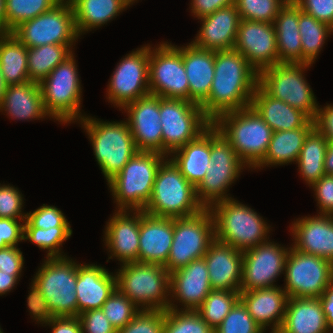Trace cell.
I'll return each instance as SVG.
<instances>
[{
  "label": "cell",
  "mask_w": 333,
  "mask_h": 333,
  "mask_svg": "<svg viewBox=\"0 0 333 333\" xmlns=\"http://www.w3.org/2000/svg\"><path fill=\"white\" fill-rule=\"evenodd\" d=\"M116 273V288L141 310H167L170 273L159 264L131 262Z\"/></svg>",
  "instance_id": "cell-5"
},
{
  "label": "cell",
  "mask_w": 333,
  "mask_h": 333,
  "mask_svg": "<svg viewBox=\"0 0 333 333\" xmlns=\"http://www.w3.org/2000/svg\"><path fill=\"white\" fill-rule=\"evenodd\" d=\"M198 202L196 188L181 174L174 163L167 159L159 167L150 201L145 213L165 218H185L203 210Z\"/></svg>",
  "instance_id": "cell-4"
},
{
  "label": "cell",
  "mask_w": 333,
  "mask_h": 333,
  "mask_svg": "<svg viewBox=\"0 0 333 333\" xmlns=\"http://www.w3.org/2000/svg\"><path fill=\"white\" fill-rule=\"evenodd\" d=\"M72 45L47 44L27 48L29 80L41 83L50 72L72 54Z\"/></svg>",
  "instance_id": "cell-39"
},
{
  "label": "cell",
  "mask_w": 333,
  "mask_h": 333,
  "mask_svg": "<svg viewBox=\"0 0 333 333\" xmlns=\"http://www.w3.org/2000/svg\"><path fill=\"white\" fill-rule=\"evenodd\" d=\"M288 298L285 290L277 286L240 291V301L255 322L263 330L273 323L271 329L275 332L283 325Z\"/></svg>",
  "instance_id": "cell-27"
},
{
  "label": "cell",
  "mask_w": 333,
  "mask_h": 333,
  "mask_svg": "<svg viewBox=\"0 0 333 333\" xmlns=\"http://www.w3.org/2000/svg\"><path fill=\"white\" fill-rule=\"evenodd\" d=\"M27 47L12 33L0 35V68L8 85L29 80Z\"/></svg>",
  "instance_id": "cell-37"
},
{
  "label": "cell",
  "mask_w": 333,
  "mask_h": 333,
  "mask_svg": "<svg viewBox=\"0 0 333 333\" xmlns=\"http://www.w3.org/2000/svg\"><path fill=\"white\" fill-rule=\"evenodd\" d=\"M117 333H164V310H140Z\"/></svg>",
  "instance_id": "cell-48"
},
{
  "label": "cell",
  "mask_w": 333,
  "mask_h": 333,
  "mask_svg": "<svg viewBox=\"0 0 333 333\" xmlns=\"http://www.w3.org/2000/svg\"><path fill=\"white\" fill-rule=\"evenodd\" d=\"M164 333H214L197 311L178 310L170 303L164 311Z\"/></svg>",
  "instance_id": "cell-43"
},
{
  "label": "cell",
  "mask_w": 333,
  "mask_h": 333,
  "mask_svg": "<svg viewBox=\"0 0 333 333\" xmlns=\"http://www.w3.org/2000/svg\"><path fill=\"white\" fill-rule=\"evenodd\" d=\"M83 333H117L101 309L79 314Z\"/></svg>",
  "instance_id": "cell-52"
},
{
  "label": "cell",
  "mask_w": 333,
  "mask_h": 333,
  "mask_svg": "<svg viewBox=\"0 0 333 333\" xmlns=\"http://www.w3.org/2000/svg\"><path fill=\"white\" fill-rule=\"evenodd\" d=\"M52 325V333H83L80 318L77 317H53L47 323Z\"/></svg>",
  "instance_id": "cell-59"
},
{
  "label": "cell",
  "mask_w": 333,
  "mask_h": 333,
  "mask_svg": "<svg viewBox=\"0 0 333 333\" xmlns=\"http://www.w3.org/2000/svg\"><path fill=\"white\" fill-rule=\"evenodd\" d=\"M23 197L19 190L9 185H0V218L26 220V213H21Z\"/></svg>",
  "instance_id": "cell-50"
},
{
  "label": "cell",
  "mask_w": 333,
  "mask_h": 333,
  "mask_svg": "<svg viewBox=\"0 0 333 333\" xmlns=\"http://www.w3.org/2000/svg\"><path fill=\"white\" fill-rule=\"evenodd\" d=\"M24 227L50 229L51 227H70L62 211L55 206L43 204L38 209L26 214Z\"/></svg>",
  "instance_id": "cell-49"
},
{
  "label": "cell",
  "mask_w": 333,
  "mask_h": 333,
  "mask_svg": "<svg viewBox=\"0 0 333 333\" xmlns=\"http://www.w3.org/2000/svg\"><path fill=\"white\" fill-rule=\"evenodd\" d=\"M215 240L214 220L209 209L200 213L173 219V242L164 265L169 273L203 258Z\"/></svg>",
  "instance_id": "cell-12"
},
{
  "label": "cell",
  "mask_w": 333,
  "mask_h": 333,
  "mask_svg": "<svg viewBox=\"0 0 333 333\" xmlns=\"http://www.w3.org/2000/svg\"><path fill=\"white\" fill-rule=\"evenodd\" d=\"M319 298H288L283 325L278 333H328Z\"/></svg>",
  "instance_id": "cell-30"
},
{
  "label": "cell",
  "mask_w": 333,
  "mask_h": 333,
  "mask_svg": "<svg viewBox=\"0 0 333 333\" xmlns=\"http://www.w3.org/2000/svg\"><path fill=\"white\" fill-rule=\"evenodd\" d=\"M71 234V227H51L50 229L24 227L23 240H29L40 249L48 250L46 258L65 257L59 252V247Z\"/></svg>",
  "instance_id": "cell-44"
},
{
  "label": "cell",
  "mask_w": 333,
  "mask_h": 333,
  "mask_svg": "<svg viewBox=\"0 0 333 333\" xmlns=\"http://www.w3.org/2000/svg\"><path fill=\"white\" fill-rule=\"evenodd\" d=\"M263 332H265V331L263 330L261 333H263ZM271 333H278V332L272 331Z\"/></svg>",
  "instance_id": "cell-65"
},
{
  "label": "cell",
  "mask_w": 333,
  "mask_h": 333,
  "mask_svg": "<svg viewBox=\"0 0 333 333\" xmlns=\"http://www.w3.org/2000/svg\"><path fill=\"white\" fill-rule=\"evenodd\" d=\"M333 279V263L293 247L286 258L284 290L289 298H320Z\"/></svg>",
  "instance_id": "cell-15"
},
{
  "label": "cell",
  "mask_w": 333,
  "mask_h": 333,
  "mask_svg": "<svg viewBox=\"0 0 333 333\" xmlns=\"http://www.w3.org/2000/svg\"><path fill=\"white\" fill-rule=\"evenodd\" d=\"M209 210L217 241L241 252L268 241L266 237L270 227L247 205L230 198L215 203Z\"/></svg>",
  "instance_id": "cell-3"
},
{
  "label": "cell",
  "mask_w": 333,
  "mask_h": 333,
  "mask_svg": "<svg viewBox=\"0 0 333 333\" xmlns=\"http://www.w3.org/2000/svg\"><path fill=\"white\" fill-rule=\"evenodd\" d=\"M0 110L7 111L8 116L20 120L49 116L44 108L40 84L32 81L8 85Z\"/></svg>",
  "instance_id": "cell-34"
},
{
  "label": "cell",
  "mask_w": 333,
  "mask_h": 333,
  "mask_svg": "<svg viewBox=\"0 0 333 333\" xmlns=\"http://www.w3.org/2000/svg\"><path fill=\"white\" fill-rule=\"evenodd\" d=\"M61 0H5V33L52 9Z\"/></svg>",
  "instance_id": "cell-42"
},
{
  "label": "cell",
  "mask_w": 333,
  "mask_h": 333,
  "mask_svg": "<svg viewBox=\"0 0 333 333\" xmlns=\"http://www.w3.org/2000/svg\"><path fill=\"white\" fill-rule=\"evenodd\" d=\"M324 171L326 175H333V142H328L324 158Z\"/></svg>",
  "instance_id": "cell-62"
},
{
  "label": "cell",
  "mask_w": 333,
  "mask_h": 333,
  "mask_svg": "<svg viewBox=\"0 0 333 333\" xmlns=\"http://www.w3.org/2000/svg\"><path fill=\"white\" fill-rule=\"evenodd\" d=\"M149 46L132 51L117 65L110 79L108 99L122 109L129 103L150 94Z\"/></svg>",
  "instance_id": "cell-17"
},
{
  "label": "cell",
  "mask_w": 333,
  "mask_h": 333,
  "mask_svg": "<svg viewBox=\"0 0 333 333\" xmlns=\"http://www.w3.org/2000/svg\"><path fill=\"white\" fill-rule=\"evenodd\" d=\"M289 251L290 248L267 241L243 252L240 291L276 286L273 282L285 271Z\"/></svg>",
  "instance_id": "cell-18"
},
{
  "label": "cell",
  "mask_w": 333,
  "mask_h": 333,
  "mask_svg": "<svg viewBox=\"0 0 333 333\" xmlns=\"http://www.w3.org/2000/svg\"><path fill=\"white\" fill-rule=\"evenodd\" d=\"M78 35L98 28L122 12L131 0H70Z\"/></svg>",
  "instance_id": "cell-35"
},
{
  "label": "cell",
  "mask_w": 333,
  "mask_h": 333,
  "mask_svg": "<svg viewBox=\"0 0 333 333\" xmlns=\"http://www.w3.org/2000/svg\"><path fill=\"white\" fill-rule=\"evenodd\" d=\"M12 33L27 48L47 44L73 45L79 37L70 0H61L52 9L21 23Z\"/></svg>",
  "instance_id": "cell-14"
},
{
  "label": "cell",
  "mask_w": 333,
  "mask_h": 333,
  "mask_svg": "<svg viewBox=\"0 0 333 333\" xmlns=\"http://www.w3.org/2000/svg\"><path fill=\"white\" fill-rule=\"evenodd\" d=\"M155 152H137L123 169L108 181L119 210H144L152 193L155 177L166 160Z\"/></svg>",
  "instance_id": "cell-6"
},
{
  "label": "cell",
  "mask_w": 333,
  "mask_h": 333,
  "mask_svg": "<svg viewBox=\"0 0 333 333\" xmlns=\"http://www.w3.org/2000/svg\"><path fill=\"white\" fill-rule=\"evenodd\" d=\"M235 4V0H192V13L201 19L211 15L220 8Z\"/></svg>",
  "instance_id": "cell-58"
},
{
  "label": "cell",
  "mask_w": 333,
  "mask_h": 333,
  "mask_svg": "<svg viewBox=\"0 0 333 333\" xmlns=\"http://www.w3.org/2000/svg\"><path fill=\"white\" fill-rule=\"evenodd\" d=\"M262 331L263 329L239 300L214 330V333H261Z\"/></svg>",
  "instance_id": "cell-47"
},
{
  "label": "cell",
  "mask_w": 333,
  "mask_h": 333,
  "mask_svg": "<svg viewBox=\"0 0 333 333\" xmlns=\"http://www.w3.org/2000/svg\"><path fill=\"white\" fill-rule=\"evenodd\" d=\"M211 164L204 179L196 187L198 202L204 209L230 199L226 194L229 185L239 177L245 164L240 160L230 142L211 124Z\"/></svg>",
  "instance_id": "cell-8"
},
{
  "label": "cell",
  "mask_w": 333,
  "mask_h": 333,
  "mask_svg": "<svg viewBox=\"0 0 333 333\" xmlns=\"http://www.w3.org/2000/svg\"><path fill=\"white\" fill-rule=\"evenodd\" d=\"M23 264V255L17 246L0 249V272H21Z\"/></svg>",
  "instance_id": "cell-56"
},
{
  "label": "cell",
  "mask_w": 333,
  "mask_h": 333,
  "mask_svg": "<svg viewBox=\"0 0 333 333\" xmlns=\"http://www.w3.org/2000/svg\"><path fill=\"white\" fill-rule=\"evenodd\" d=\"M203 258L212 290L240 291L243 252L215 239Z\"/></svg>",
  "instance_id": "cell-23"
},
{
  "label": "cell",
  "mask_w": 333,
  "mask_h": 333,
  "mask_svg": "<svg viewBox=\"0 0 333 333\" xmlns=\"http://www.w3.org/2000/svg\"><path fill=\"white\" fill-rule=\"evenodd\" d=\"M8 84L5 82V79L2 75L1 68H0V105L3 100V96L5 94V91L7 90Z\"/></svg>",
  "instance_id": "cell-64"
},
{
  "label": "cell",
  "mask_w": 333,
  "mask_h": 333,
  "mask_svg": "<svg viewBox=\"0 0 333 333\" xmlns=\"http://www.w3.org/2000/svg\"><path fill=\"white\" fill-rule=\"evenodd\" d=\"M239 300L240 291L212 290L196 311L215 330Z\"/></svg>",
  "instance_id": "cell-41"
},
{
  "label": "cell",
  "mask_w": 333,
  "mask_h": 333,
  "mask_svg": "<svg viewBox=\"0 0 333 333\" xmlns=\"http://www.w3.org/2000/svg\"><path fill=\"white\" fill-rule=\"evenodd\" d=\"M319 299L326 317L327 326L330 330H333V279L329 282L328 287Z\"/></svg>",
  "instance_id": "cell-60"
},
{
  "label": "cell",
  "mask_w": 333,
  "mask_h": 333,
  "mask_svg": "<svg viewBox=\"0 0 333 333\" xmlns=\"http://www.w3.org/2000/svg\"><path fill=\"white\" fill-rule=\"evenodd\" d=\"M129 216L127 210H118L105 230L106 246L111 252L109 259L117 257L122 264L138 262L140 210H135L132 218Z\"/></svg>",
  "instance_id": "cell-26"
},
{
  "label": "cell",
  "mask_w": 333,
  "mask_h": 333,
  "mask_svg": "<svg viewBox=\"0 0 333 333\" xmlns=\"http://www.w3.org/2000/svg\"><path fill=\"white\" fill-rule=\"evenodd\" d=\"M27 305L30 310V313L33 314L34 319L37 322H42L43 324L47 323L50 319L54 317L52 314L48 303L40 292V289L36 286V284L32 281L31 292L27 298Z\"/></svg>",
  "instance_id": "cell-54"
},
{
  "label": "cell",
  "mask_w": 333,
  "mask_h": 333,
  "mask_svg": "<svg viewBox=\"0 0 333 333\" xmlns=\"http://www.w3.org/2000/svg\"><path fill=\"white\" fill-rule=\"evenodd\" d=\"M328 140L315 127L306 136L297 159L299 173L312 186L325 176L324 158Z\"/></svg>",
  "instance_id": "cell-38"
},
{
  "label": "cell",
  "mask_w": 333,
  "mask_h": 333,
  "mask_svg": "<svg viewBox=\"0 0 333 333\" xmlns=\"http://www.w3.org/2000/svg\"><path fill=\"white\" fill-rule=\"evenodd\" d=\"M123 109L127 110V122L138 152L162 154L160 97L148 94L127 104Z\"/></svg>",
  "instance_id": "cell-20"
},
{
  "label": "cell",
  "mask_w": 333,
  "mask_h": 333,
  "mask_svg": "<svg viewBox=\"0 0 333 333\" xmlns=\"http://www.w3.org/2000/svg\"><path fill=\"white\" fill-rule=\"evenodd\" d=\"M214 67L209 96L200 105L212 123L226 112L249 107L258 85V72L235 49L215 51Z\"/></svg>",
  "instance_id": "cell-1"
},
{
  "label": "cell",
  "mask_w": 333,
  "mask_h": 333,
  "mask_svg": "<svg viewBox=\"0 0 333 333\" xmlns=\"http://www.w3.org/2000/svg\"><path fill=\"white\" fill-rule=\"evenodd\" d=\"M73 54L56 66L40 83L43 104L49 117L59 122L81 120V85Z\"/></svg>",
  "instance_id": "cell-11"
},
{
  "label": "cell",
  "mask_w": 333,
  "mask_h": 333,
  "mask_svg": "<svg viewBox=\"0 0 333 333\" xmlns=\"http://www.w3.org/2000/svg\"><path fill=\"white\" fill-rule=\"evenodd\" d=\"M162 125V155L172 152L196 139L212 122L200 105L182 99L160 97Z\"/></svg>",
  "instance_id": "cell-13"
},
{
  "label": "cell",
  "mask_w": 333,
  "mask_h": 333,
  "mask_svg": "<svg viewBox=\"0 0 333 333\" xmlns=\"http://www.w3.org/2000/svg\"><path fill=\"white\" fill-rule=\"evenodd\" d=\"M234 49L259 73L279 63L273 23L240 20Z\"/></svg>",
  "instance_id": "cell-19"
},
{
  "label": "cell",
  "mask_w": 333,
  "mask_h": 333,
  "mask_svg": "<svg viewBox=\"0 0 333 333\" xmlns=\"http://www.w3.org/2000/svg\"><path fill=\"white\" fill-rule=\"evenodd\" d=\"M5 34V0H0V35Z\"/></svg>",
  "instance_id": "cell-63"
},
{
  "label": "cell",
  "mask_w": 333,
  "mask_h": 333,
  "mask_svg": "<svg viewBox=\"0 0 333 333\" xmlns=\"http://www.w3.org/2000/svg\"><path fill=\"white\" fill-rule=\"evenodd\" d=\"M215 51L192 43L183 47V64L189 83V101L201 105L209 96L214 78Z\"/></svg>",
  "instance_id": "cell-29"
},
{
  "label": "cell",
  "mask_w": 333,
  "mask_h": 333,
  "mask_svg": "<svg viewBox=\"0 0 333 333\" xmlns=\"http://www.w3.org/2000/svg\"><path fill=\"white\" fill-rule=\"evenodd\" d=\"M149 91L164 98L189 101V83L183 64V47L161 43L151 51L149 46Z\"/></svg>",
  "instance_id": "cell-16"
},
{
  "label": "cell",
  "mask_w": 333,
  "mask_h": 333,
  "mask_svg": "<svg viewBox=\"0 0 333 333\" xmlns=\"http://www.w3.org/2000/svg\"><path fill=\"white\" fill-rule=\"evenodd\" d=\"M313 128L314 120L310 119L302 128L273 132L266 155L255 168L297 162L304 140Z\"/></svg>",
  "instance_id": "cell-36"
},
{
  "label": "cell",
  "mask_w": 333,
  "mask_h": 333,
  "mask_svg": "<svg viewBox=\"0 0 333 333\" xmlns=\"http://www.w3.org/2000/svg\"><path fill=\"white\" fill-rule=\"evenodd\" d=\"M24 222L17 219L0 218V249L8 246H17L23 240Z\"/></svg>",
  "instance_id": "cell-55"
},
{
  "label": "cell",
  "mask_w": 333,
  "mask_h": 333,
  "mask_svg": "<svg viewBox=\"0 0 333 333\" xmlns=\"http://www.w3.org/2000/svg\"><path fill=\"white\" fill-rule=\"evenodd\" d=\"M299 33L302 44V63H314L325 40L333 32L328 24L316 20L299 8Z\"/></svg>",
  "instance_id": "cell-40"
},
{
  "label": "cell",
  "mask_w": 333,
  "mask_h": 333,
  "mask_svg": "<svg viewBox=\"0 0 333 333\" xmlns=\"http://www.w3.org/2000/svg\"><path fill=\"white\" fill-rule=\"evenodd\" d=\"M21 272H0V295L6 294L15 286Z\"/></svg>",
  "instance_id": "cell-61"
},
{
  "label": "cell",
  "mask_w": 333,
  "mask_h": 333,
  "mask_svg": "<svg viewBox=\"0 0 333 333\" xmlns=\"http://www.w3.org/2000/svg\"><path fill=\"white\" fill-rule=\"evenodd\" d=\"M320 213L333 216V175H325L312 185Z\"/></svg>",
  "instance_id": "cell-53"
},
{
  "label": "cell",
  "mask_w": 333,
  "mask_h": 333,
  "mask_svg": "<svg viewBox=\"0 0 333 333\" xmlns=\"http://www.w3.org/2000/svg\"><path fill=\"white\" fill-rule=\"evenodd\" d=\"M314 127L323 134L328 142H333V104L318 108Z\"/></svg>",
  "instance_id": "cell-57"
},
{
  "label": "cell",
  "mask_w": 333,
  "mask_h": 333,
  "mask_svg": "<svg viewBox=\"0 0 333 333\" xmlns=\"http://www.w3.org/2000/svg\"><path fill=\"white\" fill-rule=\"evenodd\" d=\"M309 66V63H278L258 73V85L271 97L314 120L319 106L303 75V70Z\"/></svg>",
  "instance_id": "cell-10"
},
{
  "label": "cell",
  "mask_w": 333,
  "mask_h": 333,
  "mask_svg": "<svg viewBox=\"0 0 333 333\" xmlns=\"http://www.w3.org/2000/svg\"><path fill=\"white\" fill-rule=\"evenodd\" d=\"M106 318L118 331L126 326L141 310L117 288L101 307Z\"/></svg>",
  "instance_id": "cell-45"
},
{
  "label": "cell",
  "mask_w": 333,
  "mask_h": 333,
  "mask_svg": "<svg viewBox=\"0 0 333 333\" xmlns=\"http://www.w3.org/2000/svg\"><path fill=\"white\" fill-rule=\"evenodd\" d=\"M116 289V275L95 264H78L77 304L78 316L89 310L101 309Z\"/></svg>",
  "instance_id": "cell-28"
},
{
  "label": "cell",
  "mask_w": 333,
  "mask_h": 333,
  "mask_svg": "<svg viewBox=\"0 0 333 333\" xmlns=\"http://www.w3.org/2000/svg\"><path fill=\"white\" fill-rule=\"evenodd\" d=\"M299 6L293 0L279 9L274 20L279 63H302V44L299 33Z\"/></svg>",
  "instance_id": "cell-33"
},
{
  "label": "cell",
  "mask_w": 333,
  "mask_h": 333,
  "mask_svg": "<svg viewBox=\"0 0 333 333\" xmlns=\"http://www.w3.org/2000/svg\"><path fill=\"white\" fill-rule=\"evenodd\" d=\"M81 122L108 182L138 152L128 122H102L90 117H83Z\"/></svg>",
  "instance_id": "cell-7"
},
{
  "label": "cell",
  "mask_w": 333,
  "mask_h": 333,
  "mask_svg": "<svg viewBox=\"0 0 333 333\" xmlns=\"http://www.w3.org/2000/svg\"><path fill=\"white\" fill-rule=\"evenodd\" d=\"M169 290L171 297L184 305L183 310L196 311L212 291L205 259L193 260L170 273Z\"/></svg>",
  "instance_id": "cell-22"
},
{
  "label": "cell",
  "mask_w": 333,
  "mask_h": 333,
  "mask_svg": "<svg viewBox=\"0 0 333 333\" xmlns=\"http://www.w3.org/2000/svg\"><path fill=\"white\" fill-rule=\"evenodd\" d=\"M294 249L333 263V216L304 217L292 224Z\"/></svg>",
  "instance_id": "cell-25"
},
{
  "label": "cell",
  "mask_w": 333,
  "mask_h": 333,
  "mask_svg": "<svg viewBox=\"0 0 333 333\" xmlns=\"http://www.w3.org/2000/svg\"><path fill=\"white\" fill-rule=\"evenodd\" d=\"M202 26L193 45L212 51L234 49L240 15L235 4L223 7L200 19Z\"/></svg>",
  "instance_id": "cell-24"
},
{
  "label": "cell",
  "mask_w": 333,
  "mask_h": 333,
  "mask_svg": "<svg viewBox=\"0 0 333 333\" xmlns=\"http://www.w3.org/2000/svg\"><path fill=\"white\" fill-rule=\"evenodd\" d=\"M212 124L230 142L246 166L254 169L263 160L273 131L251 106L226 112Z\"/></svg>",
  "instance_id": "cell-2"
},
{
  "label": "cell",
  "mask_w": 333,
  "mask_h": 333,
  "mask_svg": "<svg viewBox=\"0 0 333 333\" xmlns=\"http://www.w3.org/2000/svg\"><path fill=\"white\" fill-rule=\"evenodd\" d=\"M78 264L69 258H47L33 282L45 297L54 317H77Z\"/></svg>",
  "instance_id": "cell-9"
},
{
  "label": "cell",
  "mask_w": 333,
  "mask_h": 333,
  "mask_svg": "<svg viewBox=\"0 0 333 333\" xmlns=\"http://www.w3.org/2000/svg\"><path fill=\"white\" fill-rule=\"evenodd\" d=\"M299 8L333 28V0H293Z\"/></svg>",
  "instance_id": "cell-51"
},
{
  "label": "cell",
  "mask_w": 333,
  "mask_h": 333,
  "mask_svg": "<svg viewBox=\"0 0 333 333\" xmlns=\"http://www.w3.org/2000/svg\"><path fill=\"white\" fill-rule=\"evenodd\" d=\"M287 0H235L240 18L250 21L274 23L279 9Z\"/></svg>",
  "instance_id": "cell-46"
},
{
  "label": "cell",
  "mask_w": 333,
  "mask_h": 333,
  "mask_svg": "<svg viewBox=\"0 0 333 333\" xmlns=\"http://www.w3.org/2000/svg\"><path fill=\"white\" fill-rule=\"evenodd\" d=\"M173 242V218L140 210L138 262L165 265Z\"/></svg>",
  "instance_id": "cell-21"
},
{
  "label": "cell",
  "mask_w": 333,
  "mask_h": 333,
  "mask_svg": "<svg viewBox=\"0 0 333 333\" xmlns=\"http://www.w3.org/2000/svg\"><path fill=\"white\" fill-rule=\"evenodd\" d=\"M273 132L302 128L310 118L301 110L271 97L257 85L250 105Z\"/></svg>",
  "instance_id": "cell-31"
},
{
  "label": "cell",
  "mask_w": 333,
  "mask_h": 333,
  "mask_svg": "<svg viewBox=\"0 0 333 333\" xmlns=\"http://www.w3.org/2000/svg\"><path fill=\"white\" fill-rule=\"evenodd\" d=\"M171 161L195 188L204 179L211 164V125L196 139L172 152Z\"/></svg>",
  "instance_id": "cell-32"
}]
</instances>
